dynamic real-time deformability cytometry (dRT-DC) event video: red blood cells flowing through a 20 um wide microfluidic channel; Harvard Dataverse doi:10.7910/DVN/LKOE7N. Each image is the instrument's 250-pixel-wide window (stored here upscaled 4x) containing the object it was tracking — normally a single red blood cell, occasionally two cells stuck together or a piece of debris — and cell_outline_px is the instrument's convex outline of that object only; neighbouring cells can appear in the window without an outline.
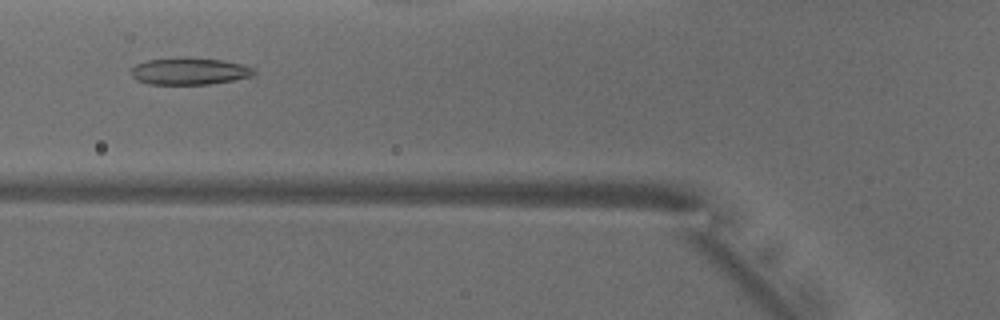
{"species": "common noctule bat (a hibernating species)", "species_latin": "Nyctalus noctula", "temperature_condition": "warm", "stored_images_in_passage": 39, "camera_frame_rate_fps": 3000, "um_per_image_px": 0.085, "animal": {"sex": "male", "body_mass_g": 18.8}, "frame": {"image": 1, "passage_image": 18, "time_ms": 5.667, "image_size_px": [1000, 320], "cell_outline_px": [[256, 72], [252, 76], [232, 80], [208, 84], [148, 84], [136, 80], [132, 76], [132, 68], [136, 64], [148, 60], [184, 56], [224, 60], [240, 64], [252, 68]], "centroid_in_image_um": [16.08, 6.04], "position_along_channel_um": 109.7, "area_um2": 19.36}}
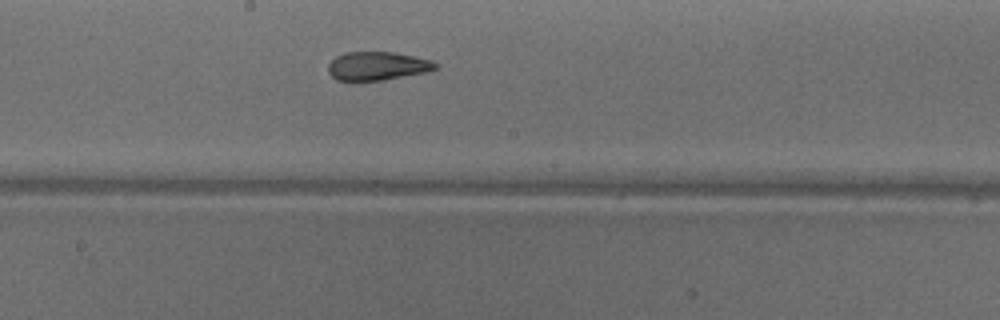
{"frame": {"image": 2, "passage_image": 26, "time_ms": 8.333, "image_size_px": [1000, 320], "cell_outline_px": [[440, 64], [436, 68], [424, 72], [384, 80], [336, 80], [328, 72], [328, 64], [336, 56], [344, 52], [392, 52], [432, 60]], "centroid_in_image_um": [32.06, 5.6], "position_along_channel_um": 216.1, "area_um2": 17.69}}
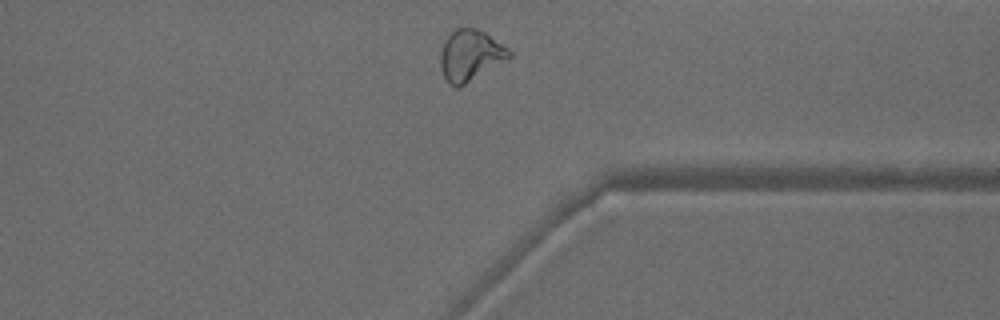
{"frame": {"image": 3, "passage_image": 38, "time_ms": 12.333, "image_size_px": [1000, 320], "cell_outline_px": [[512, 56], [508, 60], [460, 88], [456, 88], [448, 84], [440, 68], [440, 52], [444, 40], [456, 28], [476, 28], [484, 32], [508, 48], [512, 52]], "centroid_in_image_um": [39.98, 4.75], "position_along_channel_um": 371.4, "area_um2": 20.81}, "authors_computed_cell_mechanics": {"area_um2": 19.652, "velocity_mm_per_s": 3.9847, "shape_relaxation_time_tau1_ms": 4.8606, "shape_relaxation_time_tau2_ms": 1.9646, "deformation_change_tau1": 0.1717, "deformation_change_tau2": 0.1038}}